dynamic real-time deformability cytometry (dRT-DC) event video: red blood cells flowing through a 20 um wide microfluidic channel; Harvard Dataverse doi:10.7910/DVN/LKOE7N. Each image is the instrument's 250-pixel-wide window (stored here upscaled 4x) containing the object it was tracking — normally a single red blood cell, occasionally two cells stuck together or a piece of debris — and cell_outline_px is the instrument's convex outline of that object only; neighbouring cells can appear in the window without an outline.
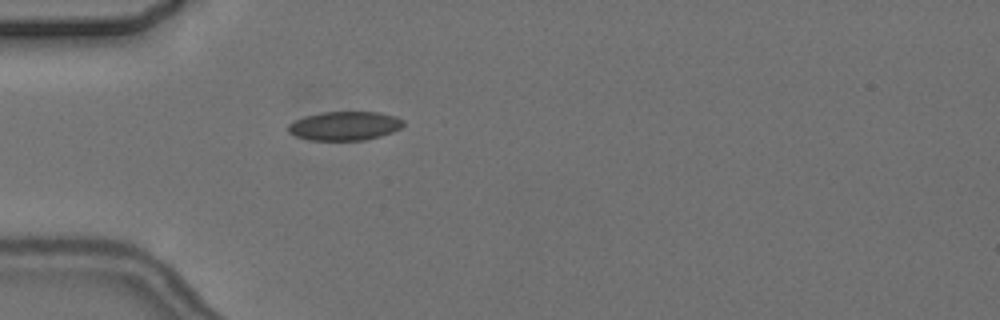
{"species": "common noctule bat (a hibernating species)", "species_latin": "Nyctalus noctula", "temperature_condition": "cold", "stored_images_in_passage": 1, "camera_frame_rate_fps": 3000, "um_per_image_px": 0.085, "animal": {"sex": "female", "body_mass_g": 24.6, "forearm_length_mm": 56.2}, "frame": {"image": 1, "passage_image": 1, "time_ms": 0.0, "image_size_px": [1000, 320], "cell_outline_px": [[404, 124], [400, 128], [392, 132], [380, 136], [364, 140], [308, 140], [296, 136], [288, 132], [288, 124], [304, 116], [320, 112], [380, 112], [396, 116], [404, 120]], "centroid_in_image_um": [29.3, 10.69], "position_along_channel_um": 55.7, "area_um2": 19.48}}